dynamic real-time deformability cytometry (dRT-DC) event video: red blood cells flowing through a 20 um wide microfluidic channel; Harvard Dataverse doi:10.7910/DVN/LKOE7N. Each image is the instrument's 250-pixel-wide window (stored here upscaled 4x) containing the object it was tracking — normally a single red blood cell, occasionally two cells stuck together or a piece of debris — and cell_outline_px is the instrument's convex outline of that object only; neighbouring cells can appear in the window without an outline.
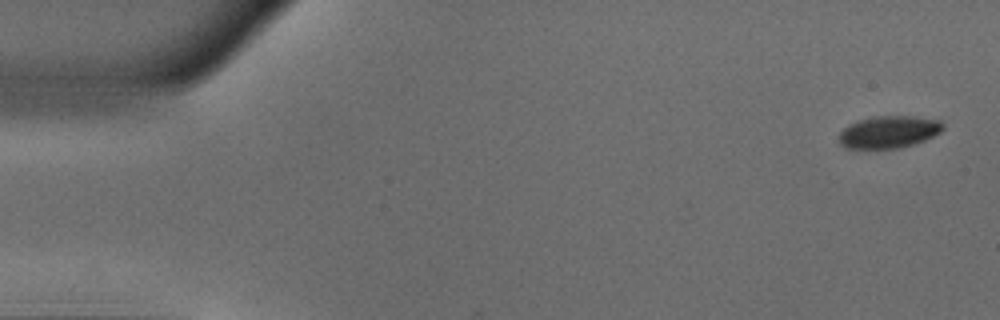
{"species": "common noctule bat (a hibernating species)", "species_latin": "Nyctalus noctula", "temperature_condition": "warm", "stored_images_in_passage": 14, "camera_frame_rate_fps": 3000, "um_per_image_px": 0.085, "animal": {"sex": "male", "body_mass_g": 18.8}, "frame": {"image": 1, "passage_image": 1, "time_ms": 0.0, "image_size_px": [1000, 320], "cell_outline_px": [[944, 128], [940, 132], [924, 140], [900, 148], [844, 148], [840, 144], [840, 132], [848, 124], [872, 116], [916, 116], [940, 120], [944, 124]], "centroid_in_image_um": [75.56, 11.2], "position_along_channel_um": 9.4, "area_um2": 19.48}}
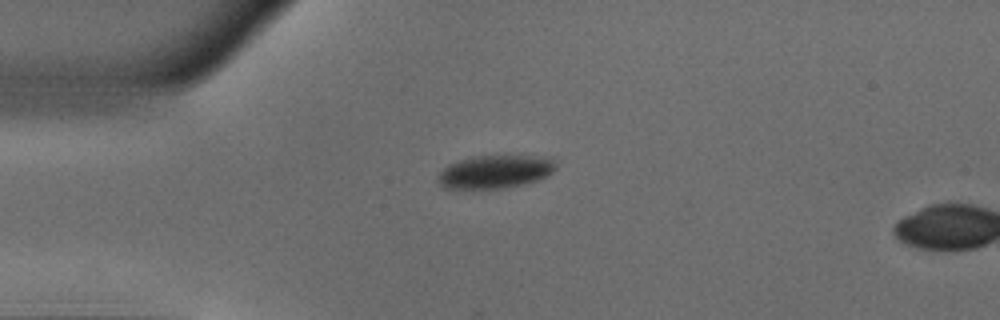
{"frame": {"image": 2, "passage_image": 12, "time_ms": 3.667, "image_size_px": [1000, 320], "cell_outline_px": [[556, 168], [548, 176], [524, 184], [504, 188], [452, 192], [444, 188], [436, 180], [440, 172], [448, 164], [472, 156], [552, 156], [556, 164]], "centroid_in_image_um": [42.02, 14.64], "position_along_channel_um": 43.0, "area_um2": 23.7}}